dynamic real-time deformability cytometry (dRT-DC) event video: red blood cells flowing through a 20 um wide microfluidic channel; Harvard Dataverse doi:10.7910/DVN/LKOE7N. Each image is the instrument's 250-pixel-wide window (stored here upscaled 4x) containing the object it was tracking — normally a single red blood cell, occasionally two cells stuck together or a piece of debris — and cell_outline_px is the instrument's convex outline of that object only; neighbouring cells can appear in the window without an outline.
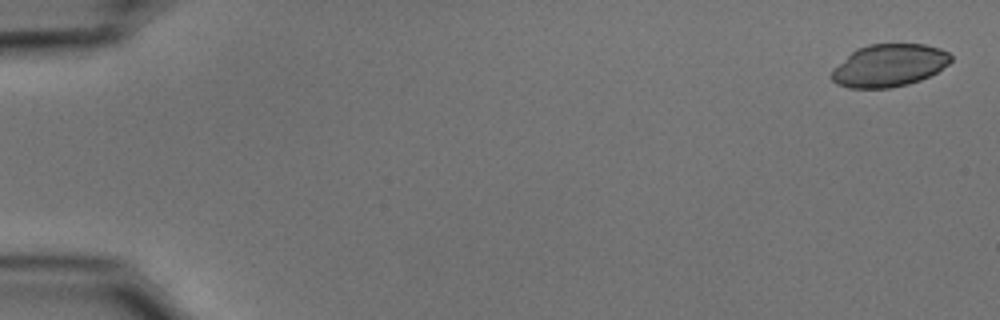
{"species": "common noctule bat (a hibernating species)", "species_latin": "Nyctalus noctula", "temperature_condition": "cold", "stored_images_in_passage": 14, "camera_frame_rate_fps": 3000, "um_per_image_px": 0.085, "animal": {"sex": "male", "body_mass_g": 15.6}, "frame": {"image": 1, "passage_image": 2, "time_ms": 0.333, "image_size_px": [1000, 320], "cell_outline_px": [[952, 60], [948, 64], [936, 72], [920, 80], [908, 84], [892, 88], [848, 88], [836, 84], [828, 76], [832, 68], [856, 48], [868, 44], [924, 44], [940, 48], [948, 52], [952, 56]], "centroid_in_image_um": [75.52, 5.56], "position_along_channel_um": 9.5, "area_um2": 29.88}}